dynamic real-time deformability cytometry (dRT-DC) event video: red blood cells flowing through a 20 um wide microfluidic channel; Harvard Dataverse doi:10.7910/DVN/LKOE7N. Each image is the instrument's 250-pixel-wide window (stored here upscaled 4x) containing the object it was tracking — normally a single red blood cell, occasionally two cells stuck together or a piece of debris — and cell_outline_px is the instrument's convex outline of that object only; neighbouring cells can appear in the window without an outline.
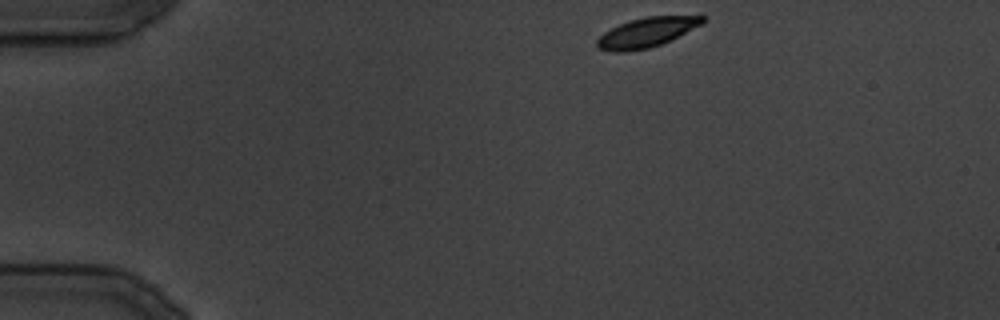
{"species": "common noctule bat (a hibernating species)", "species_latin": "Nyctalus noctula", "temperature_condition": "cold", "stored_images_in_passage": 29, "camera_frame_rate_fps": 3000, "um_per_image_px": 0.085, "animal": {"sex": "male", "body_mass_g": 19.5, "forearm_length_mm": 54.6}, "frame": {"image": 1, "passage_image": 1, "time_ms": 0.0, "image_size_px": [1000, 320], "cell_outline_px": [[704, 20], [700, 24], [660, 44], [648, 48], [624, 52], [612, 52], [600, 48], [596, 44], [596, 40], [604, 32], [620, 24], [632, 20], [648, 16], [704, 16]], "centroid_in_image_um": [54.89, 2.76], "position_along_channel_um": 30.1, "area_um2": 17.51}}
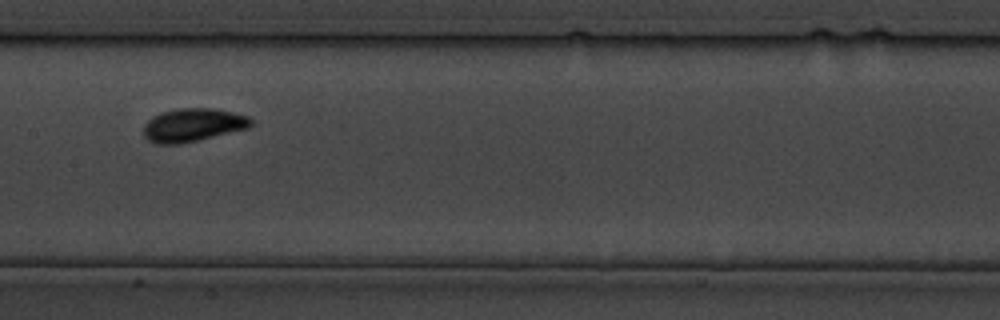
{"frame": {"image": 2, "passage_image": 13, "time_ms": 14.667, "image_size_px": [1000, 320], "cell_outline_px": [[252, 124], [248, 128], [180, 144], [156, 144], [148, 140], [144, 136], [144, 124], [152, 116], [164, 112], [180, 108], [212, 108], [232, 112], [248, 116], [252, 120]], "centroid_in_image_um": [16.38, 10.63], "position_along_channel_um": 191.0, "area_um2": 20.63}}
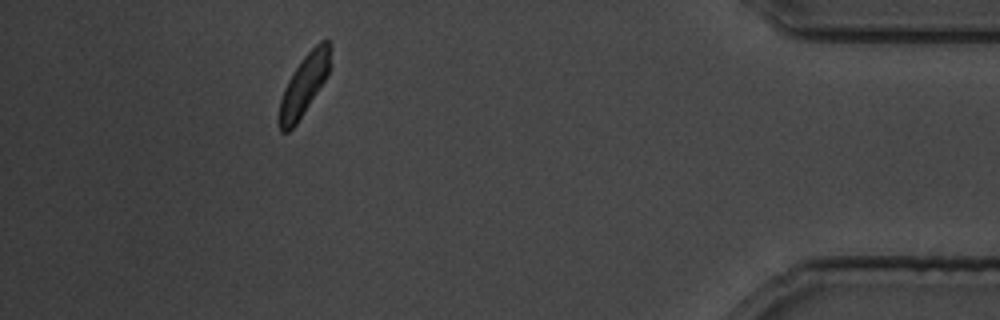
{"frame": {"image": 3, "passage_image": 26, "time_ms": 31.667, "image_size_px": [1000, 320], "cell_outline_px": [[332, 48], [328, 76], [296, 124], [288, 132], [280, 132], [280, 100], [284, 88], [292, 72], [300, 60], [320, 40], [328, 40]], "centroid_in_image_um": [25.88, 7.16], "position_along_channel_um": 409.3, "area_um2": 17.98}}